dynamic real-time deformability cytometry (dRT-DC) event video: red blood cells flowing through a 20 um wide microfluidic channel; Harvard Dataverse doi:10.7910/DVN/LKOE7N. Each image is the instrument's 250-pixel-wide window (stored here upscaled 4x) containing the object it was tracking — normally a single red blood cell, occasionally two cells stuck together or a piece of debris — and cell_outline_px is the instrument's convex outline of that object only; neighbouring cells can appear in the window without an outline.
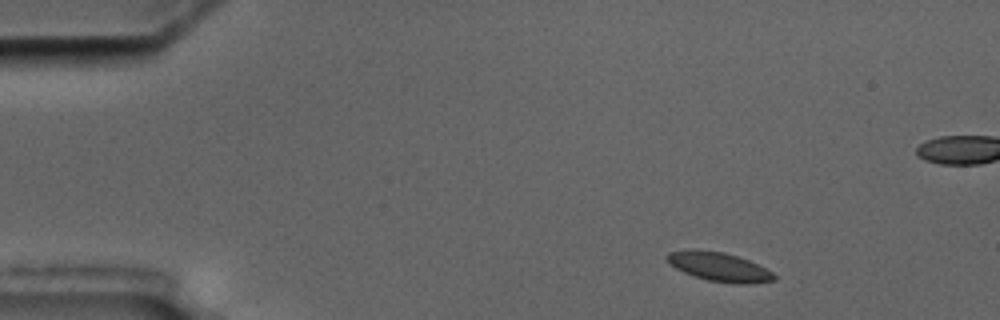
{"species": "common noctule bat (a hibernating species)", "species_latin": "Nyctalus noctula", "temperature_condition": "cold", "stored_images_in_passage": 6, "camera_frame_rate_fps": 3000, "um_per_image_px": 0.085, "animal": {"sex": "male", "body_mass_g": 17.5, "forearm_length_mm": 52.3}, "frame": {"image": 1, "passage_image": 1, "time_ms": 0.0, "image_size_px": [1000, 320], "cell_outline_px": [[776, 280], [752, 284], [732, 284], [708, 280], [684, 272], [676, 268], [664, 256], [668, 252], [692, 248], [696, 248], [724, 252], [748, 260], [772, 272], [776, 276]], "centroid_in_image_um": [61.12, 22.67], "position_along_channel_um": 23.9, "area_um2": 18.15}}
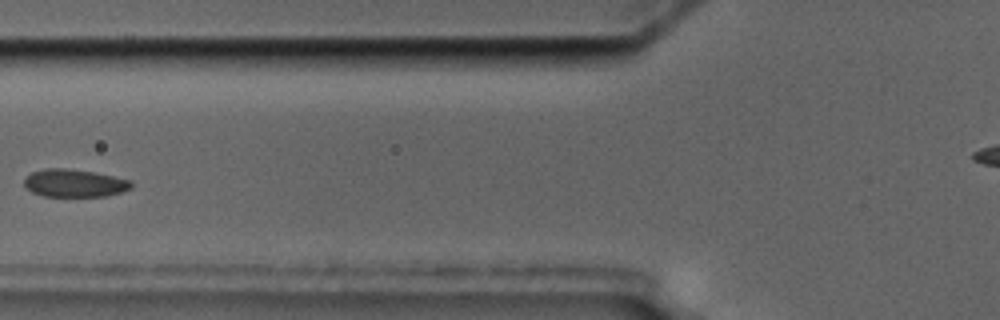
{"frame": {"image": 2, "passage_image": 5, "time_ms": 5.0, "image_size_px": [1000, 320], "cell_outline_px": [[132, 188], [108, 196], [44, 196], [32, 192], [24, 184], [24, 180], [32, 172], [44, 168], [64, 168], [92, 172], [132, 180]], "centroid_in_image_um": [6.34, 15.57], "position_along_channel_um": 119.5, "area_um2": 17.17}}